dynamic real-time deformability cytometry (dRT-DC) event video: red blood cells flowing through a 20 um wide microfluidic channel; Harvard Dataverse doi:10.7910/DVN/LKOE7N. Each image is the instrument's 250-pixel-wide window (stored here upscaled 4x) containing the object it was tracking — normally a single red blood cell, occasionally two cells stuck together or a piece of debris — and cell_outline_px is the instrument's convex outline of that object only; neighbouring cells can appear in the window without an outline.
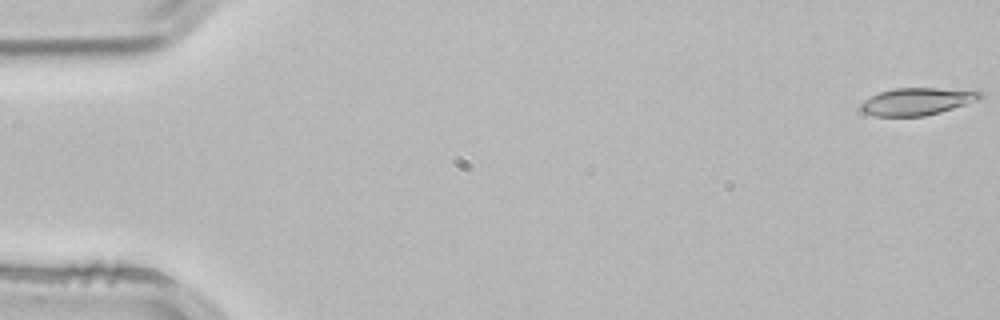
{"species": "common noctule bat (a hibernating species)", "species_latin": "Nyctalus noctula", "temperature_condition": "room temperature", "stored_images_in_passage": 4, "camera_frame_rate_fps": 3000, "um_per_image_px": 0.085, "animal": {"sex": "male", "body_mass_g": 21.5, "forearm_length_mm": 52.0}, "frame": {"image": 1, "passage_image": 1, "time_ms": 0.0, "image_size_px": [1000, 320], "cell_outline_px": [[984, 96], [980, 100], [968, 104], [940, 112], [924, 116], [876, 116], [864, 112], [860, 108], [860, 104], [864, 100], [880, 92], [896, 88], [976, 88]], "centroid_in_image_um": [78.08, 8.6], "position_along_channel_um": 6.9, "area_um2": 19.36}}
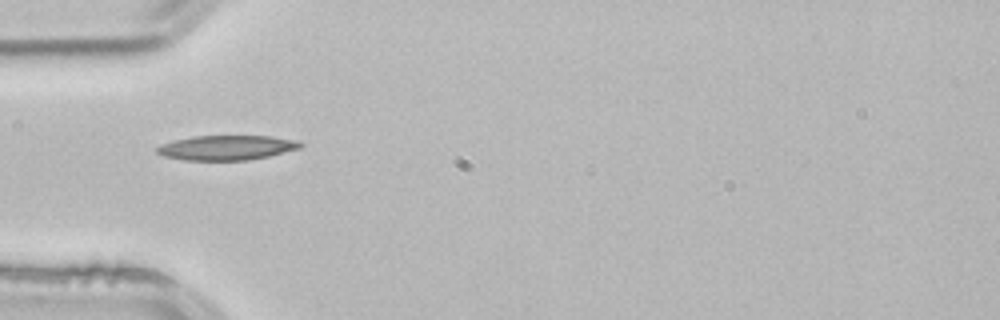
{"frame": {"image": 2, "passage_image": 4, "time_ms": 1.0, "image_size_px": [1000, 320], "cell_outline_px": [[304, 144], [300, 148], [268, 156], [248, 160], [184, 160], [164, 156], [156, 152], [156, 148], [160, 144], [192, 136], [272, 136], [292, 140]], "centroid_in_image_um": [19.23, 12.55], "position_along_channel_um": 65.8, "area_um2": 20.46}}